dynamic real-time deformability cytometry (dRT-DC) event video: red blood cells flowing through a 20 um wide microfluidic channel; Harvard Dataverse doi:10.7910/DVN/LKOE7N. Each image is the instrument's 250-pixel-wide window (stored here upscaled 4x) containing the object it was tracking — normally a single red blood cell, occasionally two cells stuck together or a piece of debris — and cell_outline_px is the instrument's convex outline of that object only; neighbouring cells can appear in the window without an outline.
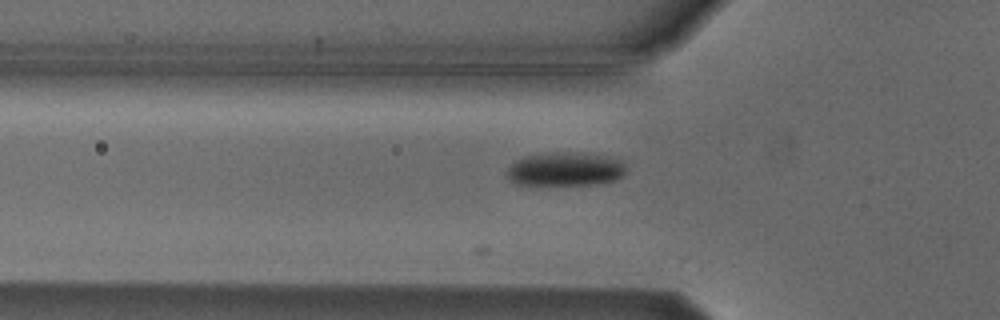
{"species": "Egyptian fruit bat (a non-hibernating species)", "species_latin": "Rousettus aegyptiacus", "temperature_condition": "cold", "stored_images_in_passage": 4, "camera_frame_rate_fps": 3000, "um_per_image_px": 0.085, "animal": {"sex": "male"}, "frame": {"image": 1, "passage_image": 2, "time_ms": 1.0, "image_size_px": [1000, 320], "cell_outline_px": [[628, 172], [624, 176], [616, 180], [596, 184], [520, 184], [504, 176], [508, 168], [516, 160], [524, 156], [552, 152], [568, 152], [604, 156], [620, 160], [624, 164]], "centroid_in_image_um": [48.07, 14.37], "position_along_channel_um": 77.7, "area_um2": 23.29}}